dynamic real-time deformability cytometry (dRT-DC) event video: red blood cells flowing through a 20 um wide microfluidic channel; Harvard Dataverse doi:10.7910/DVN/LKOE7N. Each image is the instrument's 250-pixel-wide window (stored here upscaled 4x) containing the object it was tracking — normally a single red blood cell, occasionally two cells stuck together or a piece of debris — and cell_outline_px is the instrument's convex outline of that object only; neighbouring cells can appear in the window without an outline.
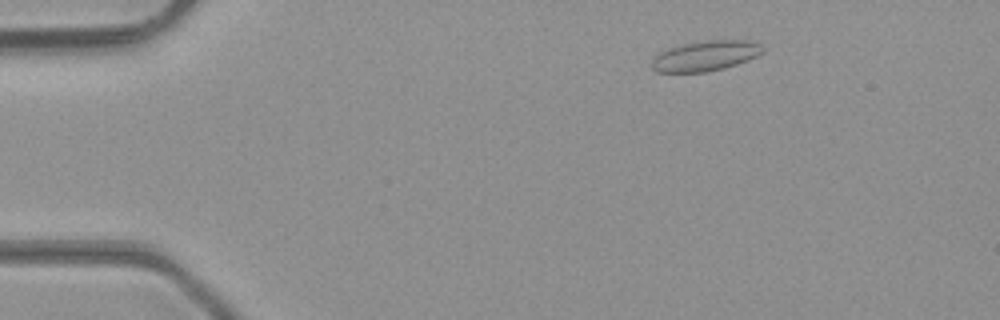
{"species": "common noctule bat (a hibernating species)", "species_latin": "Nyctalus noctula", "temperature_condition": "room temperature", "stored_images_in_passage": 45, "camera_frame_rate_fps": 3000, "um_per_image_px": 0.085, "animal": {"sex": "male", "body_mass_g": 23.1, "forearm_length_mm": 52.7}, "frame": {"image": 1, "passage_image": 5, "time_ms": 1.333, "image_size_px": [1000, 320], "cell_outline_px": [[764, 52], [748, 60], [724, 68], [704, 72], [656, 72], [652, 68], [652, 60], [660, 52], [668, 48], [684, 44], [708, 40], [752, 40], [760, 44], [764, 48]], "centroid_in_image_um": [59.99, 4.74], "position_along_channel_um": 25.0, "area_um2": 19.48}}
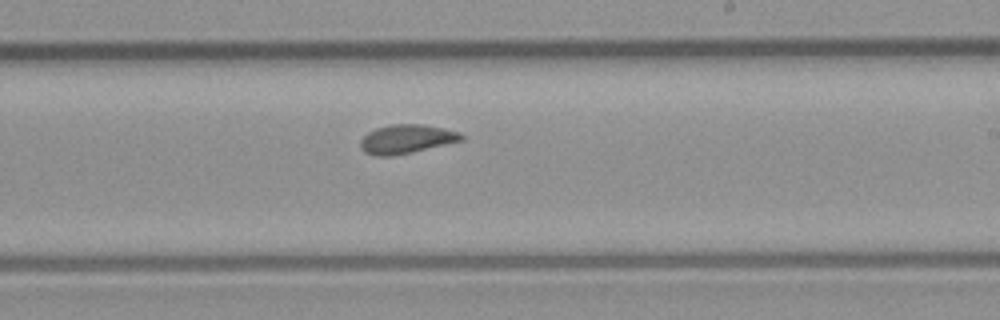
{"frame": {"image": 2, "passage_image": 26, "time_ms": 8.333, "image_size_px": [1000, 320], "cell_outline_px": [[464, 140], [412, 152], [392, 156], [376, 156], [364, 152], [360, 148], [360, 140], [368, 132], [376, 128], [392, 124], [424, 124], [444, 128], [460, 132], [464, 136]], "centroid_in_image_um": [34.55, 11.82], "position_along_channel_um": 254.4, "area_um2": 17.11}}
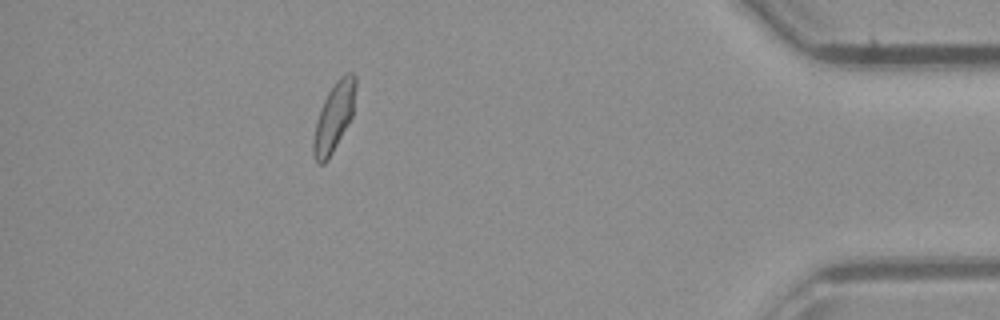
{"frame": {"image": 3, "passage_image": 40, "time_ms": 13.0, "image_size_px": [1000, 320], "cell_outline_px": [[356, 84], [352, 116], [328, 160], [324, 164], [316, 164], [312, 152], [312, 140], [316, 120], [320, 108], [328, 92], [336, 80], [344, 72], [352, 72], [356, 76]], "centroid_in_image_um": [28.36, 9.95], "position_along_channel_um": 406.8, "area_um2": 17.05}, "authors_computed_cell_mechanics": {"area_um2": 17.051, "velocity_mm_per_s": 4.3733, "shape_relaxation_time_tau1_ms": null, "shape_relaxation_time_tau2_ms": 1.3718, "deformation_change_tau1": null, "deformation_change_tau2": 0.0616}}